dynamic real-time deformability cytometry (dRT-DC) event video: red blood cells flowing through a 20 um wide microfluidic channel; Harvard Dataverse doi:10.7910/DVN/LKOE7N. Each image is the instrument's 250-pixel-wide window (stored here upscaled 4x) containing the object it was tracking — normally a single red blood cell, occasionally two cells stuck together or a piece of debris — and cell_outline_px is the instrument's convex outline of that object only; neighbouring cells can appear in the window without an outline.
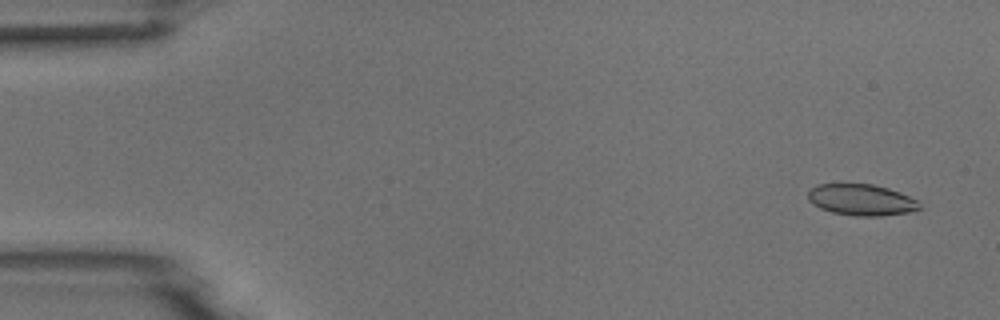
{"species": "common noctule bat (a hibernating species)", "species_latin": "Nyctalus noctula", "temperature_condition": "room temperature", "stored_images_in_passage": 49, "camera_frame_rate_fps": 3000, "um_per_image_px": 0.085, "animal": {"sex": "male", "body_mass_g": 18.8}, "frame": {"image": 1, "passage_image": 3, "time_ms": 0.667, "image_size_px": [1000, 320], "cell_outline_px": [[920, 208], [908, 212], [880, 216], [852, 216], [832, 212], [820, 208], [812, 204], [808, 200], [808, 192], [816, 184], [872, 184], [888, 188], [900, 192], [916, 200], [920, 204]], "centroid_in_image_um": [73.18, 16.99], "position_along_channel_um": 11.8, "area_um2": 20.29}}
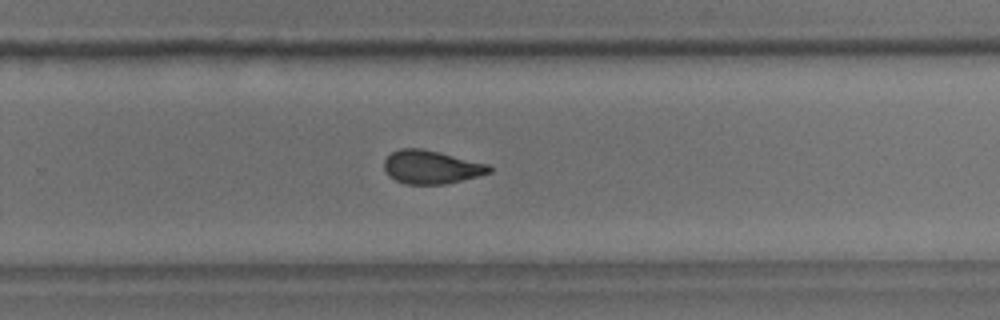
{"frame": {"image": 2, "passage_image": 35, "time_ms": 11.333, "image_size_px": [1000, 320], "cell_outline_px": [[492, 172], [444, 184], [408, 184], [396, 180], [388, 176], [384, 168], [384, 160], [392, 152], [400, 148], [420, 148], [440, 152], [488, 164], [492, 168]], "centroid_in_image_um": [36.63, 14.19], "position_along_channel_um": 293.2, "area_um2": 20.29}}
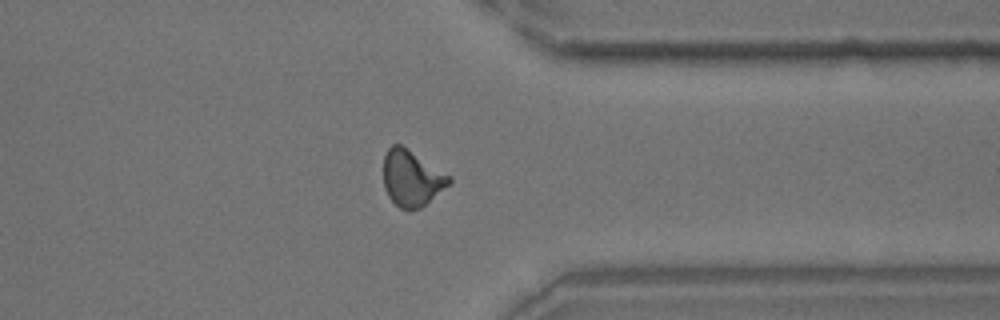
{"frame": {"image": 3, "passage_image": 42, "time_ms": 13.667, "image_size_px": [1000, 320], "cell_outline_px": [[452, 180], [448, 184], [420, 208], [400, 208], [388, 196], [384, 188], [384, 156], [388, 148], [392, 144], [400, 144], [452, 176]], "centroid_in_image_um": [34.98, 15.12], "position_along_channel_um": 376.4, "area_um2": 20.98}}